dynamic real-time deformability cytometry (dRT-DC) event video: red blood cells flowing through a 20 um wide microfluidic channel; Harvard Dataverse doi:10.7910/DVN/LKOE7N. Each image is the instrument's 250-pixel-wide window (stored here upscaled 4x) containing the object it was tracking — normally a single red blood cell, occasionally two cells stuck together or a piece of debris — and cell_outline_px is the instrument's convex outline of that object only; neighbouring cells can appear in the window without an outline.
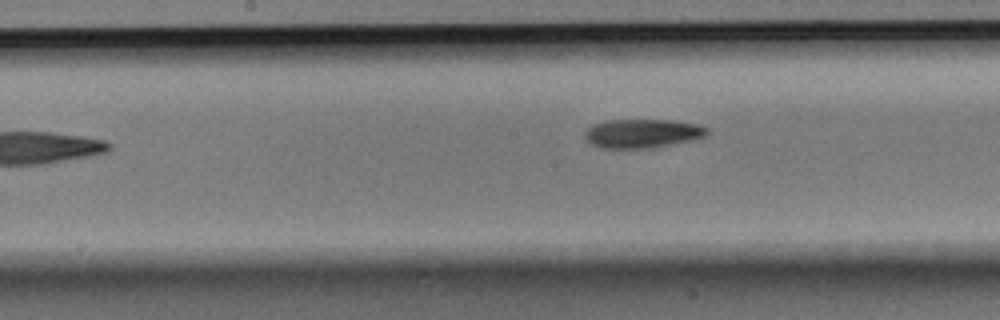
{"species": "Egyptian fruit bat (a non-hibernating species)", "species_latin": "Rousettus aegyptiacus", "temperature_condition": "room temperature", "stored_images_in_passage": 8, "camera_frame_rate_fps": 3000, "um_per_image_px": 0.085, "animal": {"sex": "male"}, "frame": {"image": 1, "passage_image": 8, "time_ms": 2.333, "image_size_px": [1000, 320], "cell_outline_px": [[708, 132], [704, 136], [692, 140], [652, 148], [600, 148], [592, 144], [584, 136], [584, 132], [592, 124], [608, 120], [676, 120], [696, 124], [708, 128]], "centroid_in_image_um": [54.59, 11.34], "position_along_channel_um": 193.6, "area_um2": 20.58}}